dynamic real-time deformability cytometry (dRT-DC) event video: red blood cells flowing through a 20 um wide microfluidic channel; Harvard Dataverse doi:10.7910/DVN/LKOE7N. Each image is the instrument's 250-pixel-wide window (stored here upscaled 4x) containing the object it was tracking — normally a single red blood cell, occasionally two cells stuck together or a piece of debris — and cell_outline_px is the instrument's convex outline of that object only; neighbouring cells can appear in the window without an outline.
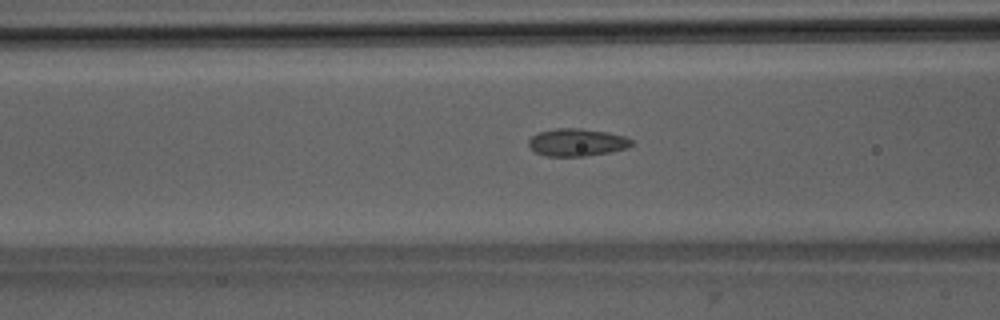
{"species": "Egyptian fruit bat (a non-hibernating species)", "species_latin": "Rousettus aegyptiacus", "temperature_condition": "room temperature", "stored_images_in_passage": 40, "camera_frame_rate_fps": 3000, "um_per_image_px": 0.085, "animal": {"sex": "male"}, "frame": {"image": 1, "passage_image": 12, "time_ms": 3.667, "image_size_px": [1000, 320], "cell_outline_px": [[632, 144], [628, 148], [608, 152], [584, 156], [544, 156], [536, 152], [528, 144], [528, 140], [536, 132], [556, 128], [580, 128], [608, 132], [624, 136], [632, 140]], "centroid_in_image_um": [49.01, 12.09], "position_along_channel_um": 117.6, "area_um2": 16.53}}
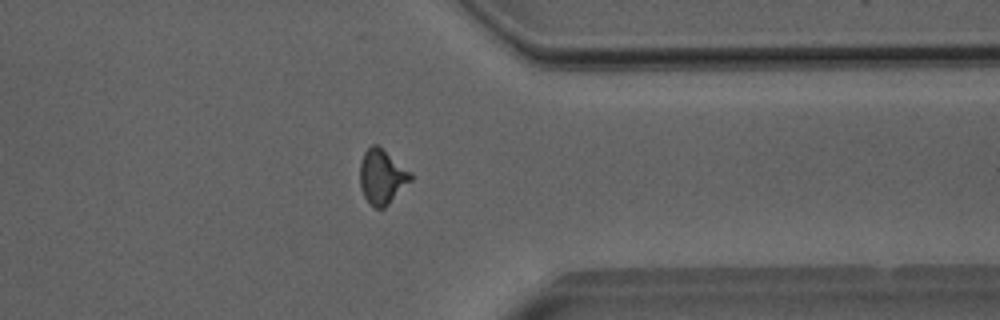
{"frame": {"image": 2, "passage_image": 32, "time_ms": 10.333, "image_size_px": [1000, 320], "cell_outline_px": [[412, 180], [384, 208], [376, 208], [368, 204], [364, 196], [360, 184], [360, 160], [364, 152], [372, 144], [376, 144], [412, 172]], "centroid_in_image_um": [32.46, 15.02], "position_along_channel_um": 378.9, "area_um2": 16.13}}
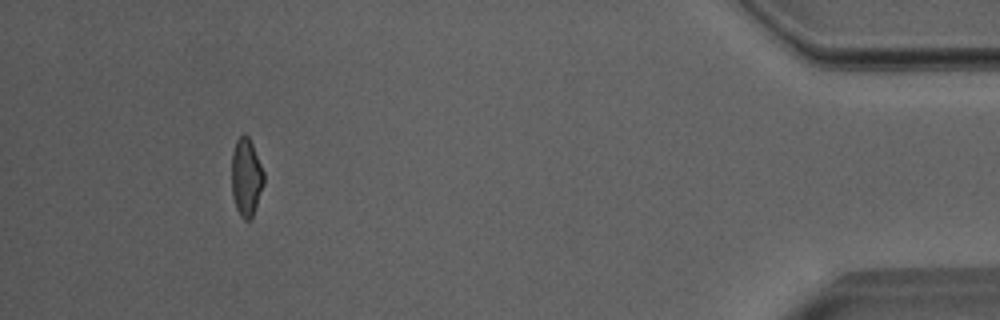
{"frame": {"image": 3, "passage_image": 39, "time_ms": 12.667, "image_size_px": [1000, 320], "cell_outline_px": [[264, 184], [252, 216], [248, 220], [244, 220], [240, 216], [236, 208], [232, 196], [232, 152], [236, 140], [244, 132], [248, 136], [252, 144], [264, 172]], "centroid_in_image_um": [20.92, 15.05], "position_along_channel_um": 414.3, "area_um2": 14.57}}